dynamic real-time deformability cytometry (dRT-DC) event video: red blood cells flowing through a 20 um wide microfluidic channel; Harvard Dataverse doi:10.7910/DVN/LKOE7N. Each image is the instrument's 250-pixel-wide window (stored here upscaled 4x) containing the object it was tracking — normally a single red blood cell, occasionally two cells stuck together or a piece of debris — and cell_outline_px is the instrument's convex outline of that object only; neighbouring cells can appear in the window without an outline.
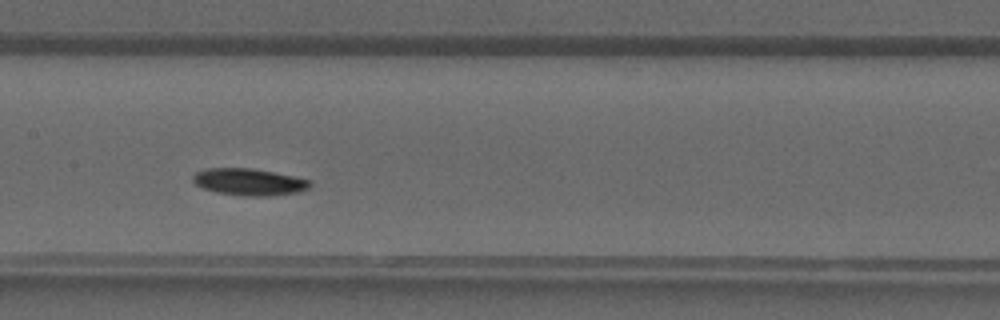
{"species": "common noctule bat (a hibernating species)", "species_latin": "Nyctalus noctula", "temperature_condition": "warm", "stored_images_in_passage": 34, "camera_frame_rate_fps": 3000, "um_per_image_px": 0.085, "animal": {"sex": "male", "forearm_length_mm": 52.5}, "frame": {"image": 1, "passage_image": 14, "time_ms": 4.333, "image_size_px": [1000, 320], "cell_outline_px": [[312, 184], [308, 188], [300, 192], [268, 196], [240, 196], [216, 192], [204, 188], [196, 184], [192, 180], [192, 176], [196, 172], [208, 168], [252, 168], [312, 180]], "centroid_in_image_um": [21.18, 15.47], "position_along_channel_um": 186.2, "area_um2": 18.38}}
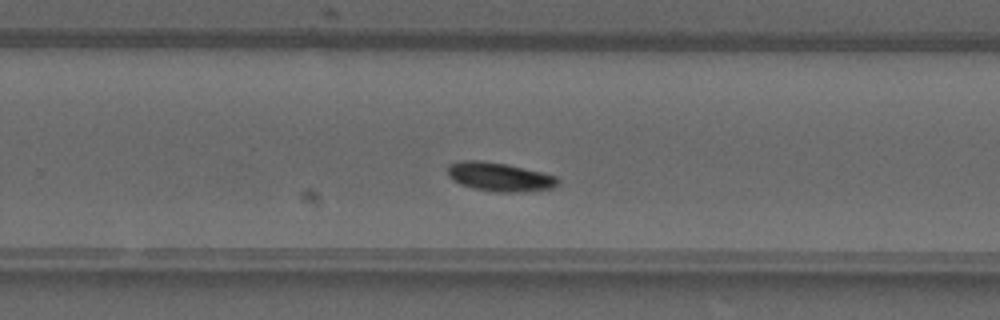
{"frame": {"image": 2, "passage_image": 20, "time_ms": 6.333, "image_size_px": [1000, 320], "cell_outline_px": [[560, 184], [556, 188], [524, 192], [496, 192], [472, 188], [460, 184], [452, 180], [448, 176], [448, 164], [464, 160], [484, 160], [504, 164], [540, 172], [556, 176], [560, 180]], "centroid_in_image_um": [42.47, 15.05], "position_along_channel_um": 287.3, "area_um2": 18.67}}
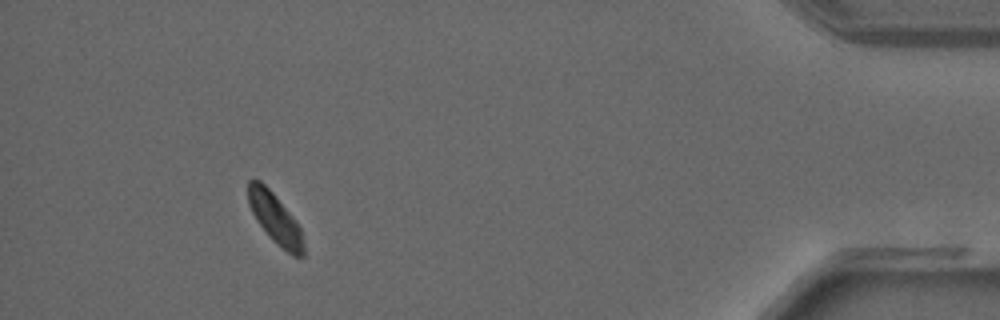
{"frame": {"image": 3, "passage_image": 31, "time_ms": 10.0, "image_size_px": [1000, 320], "cell_outline_px": [[304, 256], [292, 256], [276, 244], [272, 240], [256, 220], [248, 204], [248, 180], [260, 180], [272, 192], [292, 216], [300, 228], [304, 244]], "centroid_in_image_um": [23.38, 18.59], "position_along_channel_um": 411.8, "area_um2": 16.07}}